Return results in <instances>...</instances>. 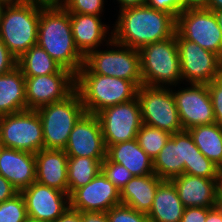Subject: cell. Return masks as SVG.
<instances>
[{"mask_svg":"<svg viewBox=\"0 0 222 222\" xmlns=\"http://www.w3.org/2000/svg\"><path fill=\"white\" fill-rule=\"evenodd\" d=\"M113 40L140 50L142 47L168 39L176 32V19L163 11L145 5L116 11Z\"/></svg>","mask_w":222,"mask_h":222,"instance_id":"cell-1","label":"cell"},{"mask_svg":"<svg viewBox=\"0 0 222 222\" xmlns=\"http://www.w3.org/2000/svg\"><path fill=\"white\" fill-rule=\"evenodd\" d=\"M37 45L75 75L84 65L85 57L74 42L69 12L60 3L42 2Z\"/></svg>","mask_w":222,"mask_h":222,"instance_id":"cell-2","label":"cell"},{"mask_svg":"<svg viewBox=\"0 0 222 222\" xmlns=\"http://www.w3.org/2000/svg\"><path fill=\"white\" fill-rule=\"evenodd\" d=\"M220 168L197 148L188 130L171 137L153 160V171L162 180H171L182 174L216 179Z\"/></svg>","mask_w":222,"mask_h":222,"instance_id":"cell-3","label":"cell"},{"mask_svg":"<svg viewBox=\"0 0 222 222\" xmlns=\"http://www.w3.org/2000/svg\"><path fill=\"white\" fill-rule=\"evenodd\" d=\"M75 89L81 96L85 113L96 115L107 107L135 99L139 87L133 81L94 74L84 64L76 74Z\"/></svg>","mask_w":222,"mask_h":222,"instance_id":"cell-4","label":"cell"},{"mask_svg":"<svg viewBox=\"0 0 222 222\" xmlns=\"http://www.w3.org/2000/svg\"><path fill=\"white\" fill-rule=\"evenodd\" d=\"M41 10L42 2L35 0L5 6L0 22V39L16 59L37 45Z\"/></svg>","mask_w":222,"mask_h":222,"instance_id":"cell-5","label":"cell"},{"mask_svg":"<svg viewBox=\"0 0 222 222\" xmlns=\"http://www.w3.org/2000/svg\"><path fill=\"white\" fill-rule=\"evenodd\" d=\"M139 53L143 85L172 88L183 84L176 32L168 39L142 47Z\"/></svg>","mask_w":222,"mask_h":222,"instance_id":"cell-6","label":"cell"},{"mask_svg":"<svg viewBox=\"0 0 222 222\" xmlns=\"http://www.w3.org/2000/svg\"><path fill=\"white\" fill-rule=\"evenodd\" d=\"M44 149L64 150L75 123L85 113L81 96L75 89L65 99L39 107Z\"/></svg>","mask_w":222,"mask_h":222,"instance_id":"cell-7","label":"cell"},{"mask_svg":"<svg viewBox=\"0 0 222 222\" xmlns=\"http://www.w3.org/2000/svg\"><path fill=\"white\" fill-rule=\"evenodd\" d=\"M84 64L94 74L133 81L138 87L143 85L139 50L113 39L105 46L91 51L85 57Z\"/></svg>","mask_w":222,"mask_h":222,"instance_id":"cell-8","label":"cell"},{"mask_svg":"<svg viewBox=\"0 0 222 222\" xmlns=\"http://www.w3.org/2000/svg\"><path fill=\"white\" fill-rule=\"evenodd\" d=\"M137 99L143 124L170 134L183 131L172 88L141 85Z\"/></svg>","mask_w":222,"mask_h":222,"instance_id":"cell-9","label":"cell"},{"mask_svg":"<svg viewBox=\"0 0 222 222\" xmlns=\"http://www.w3.org/2000/svg\"><path fill=\"white\" fill-rule=\"evenodd\" d=\"M0 139L6 148L34 154L44 149L42 123L37 110L0 116Z\"/></svg>","mask_w":222,"mask_h":222,"instance_id":"cell-10","label":"cell"},{"mask_svg":"<svg viewBox=\"0 0 222 222\" xmlns=\"http://www.w3.org/2000/svg\"><path fill=\"white\" fill-rule=\"evenodd\" d=\"M182 81L185 84H209L222 73V58L200 45L184 39L176 31Z\"/></svg>","mask_w":222,"mask_h":222,"instance_id":"cell-11","label":"cell"},{"mask_svg":"<svg viewBox=\"0 0 222 222\" xmlns=\"http://www.w3.org/2000/svg\"><path fill=\"white\" fill-rule=\"evenodd\" d=\"M106 149L110 145L136 139L142 126L140 104L137 99L107 107L98 112Z\"/></svg>","mask_w":222,"mask_h":222,"instance_id":"cell-12","label":"cell"},{"mask_svg":"<svg viewBox=\"0 0 222 222\" xmlns=\"http://www.w3.org/2000/svg\"><path fill=\"white\" fill-rule=\"evenodd\" d=\"M176 31L186 40L222 58V31L213 11L184 9L176 18Z\"/></svg>","mask_w":222,"mask_h":222,"instance_id":"cell-13","label":"cell"},{"mask_svg":"<svg viewBox=\"0 0 222 222\" xmlns=\"http://www.w3.org/2000/svg\"><path fill=\"white\" fill-rule=\"evenodd\" d=\"M181 85L172 87V92L183 130H189L198 125L215 123L207 84L183 83Z\"/></svg>","mask_w":222,"mask_h":222,"instance_id":"cell-14","label":"cell"},{"mask_svg":"<svg viewBox=\"0 0 222 222\" xmlns=\"http://www.w3.org/2000/svg\"><path fill=\"white\" fill-rule=\"evenodd\" d=\"M75 85L76 75L66 68L54 74L25 77L27 110L65 99L75 90Z\"/></svg>","mask_w":222,"mask_h":222,"instance_id":"cell-15","label":"cell"},{"mask_svg":"<svg viewBox=\"0 0 222 222\" xmlns=\"http://www.w3.org/2000/svg\"><path fill=\"white\" fill-rule=\"evenodd\" d=\"M118 204H121L120 190L102 171L69 195V207L79 212H107Z\"/></svg>","mask_w":222,"mask_h":222,"instance_id":"cell-16","label":"cell"},{"mask_svg":"<svg viewBox=\"0 0 222 222\" xmlns=\"http://www.w3.org/2000/svg\"><path fill=\"white\" fill-rule=\"evenodd\" d=\"M27 216L42 222H53L69 207V195L37 181L20 191Z\"/></svg>","mask_w":222,"mask_h":222,"instance_id":"cell-17","label":"cell"},{"mask_svg":"<svg viewBox=\"0 0 222 222\" xmlns=\"http://www.w3.org/2000/svg\"><path fill=\"white\" fill-rule=\"evenodd\" d=\"M106 150L97 115L84 113L69 135L65 153L68 157L106 158Z\"/></svg>","mask_w":222,"mask_h":222,"instance_id":"cell-18","label":"cell"},{"mask_svg":"<svg viewBox=\"0 0 222 222\" xmlns=\"http://www.w3.org/2000/svg\"><path fill=\"white\" fill-rule=\"evenodd\" d=\"M69 15L75 45L84 57L113 39V26L107 24V21L104 23L103 16L77 13Z\"/></svg>","mask_w":222,"mask_h":222,"instance_id":"cell-19","label":"cell"},{"mask_svg":"<svg viewBox=\"0 0 222 222\" xmlns=\"http://www.w3.org/2000/svg\"><path fill=\"white\" fill-rule=\"evenodd\" d=\"M35 154L4 147L0 153V174L19 192L36 181Z\"/></svg>","mask_w":222,"mask_h":222,"instance_id":"cell-20","label":"cell"},{"mask_svg":"<svg viewBox=\"0 0 222 222\" xmlns=\"http://www.w3.org/2000/svg\"><path fill=\"white\" fill-rule=\"evenodd\" d=\"M68 155L64 150L42 149L35 154L36 181L68 193Z\"/></svg>","mask_w":222,"mask_h":222,"instance_id":"cell-21","label":"cell"},{"mask_svg":"<svg viewBox=\"0 0 222 222\" xmlns=\"http://www.w3.org/2000/svg\"><path fill=\"white\" fill-rule=\"evenodd\" d=\"M184 207L216 206L215 179L182 174L170 180Z\"/></svg>","mask_w":222,"mask_h":222,"instance_id":"cell-22","label":"cell"},{"mask_svg":"<svg viewBox=\"0 0 222 222\" xmlns=\"http://www.w3.org/2000/svg\"><path fill=\"white\" fill-rule=\"evenodd\" d=\"M106 156L111 161L125 166L133 176L154 174L153 159L139 146L137 139L110 145Z\"/></svg>","mask_w":222,"mask_h":222,"instance_id":"cell-23","label":"cell"},{"mask_svg":"<svg viewBox=\"0 0 222 222\" xmlns=\"http://www.w3.org/2000/svg\"><path fill=\"white\" fill-rule=\"evenodd\" d=\"M162 181L156 174L133 176L120 192L121 204L148 214L152 208L156 190Z\"/></svg>","mask_w":222,"mask_h":222,"instance_id":"cell-24","label":"cell"},{"mask_svg":"<svg viewBox=\"0 0 222 222\" xmlns=\"http://www.w3.org/2000/svg\"><path fill=\"white\" fill-rule=\"evenodd\" d=\"M184 205L170 180H163L155 193L153 205L147 214L150 222H180Z\"/></svg>","mask_w":222,"mask_h":222,"instance_id":"cell-25","label":"cell"},{"mask_svg":"<svg viewBox=\"0 0 222 222\" xmlns=\"http://www.w3.org/2000/svg\"><path fill=\"white\" fill-rule=\"evenodd\" d=\"M27 110L25 76L16 66L0 75V116Z\"/></svg>","mask_w":222,"mask_h":222,"instance_id":"cell-26","label":"cell"},{"mask_svg":"<svg viewBox=\"0 0 222 222\" xmlns=\"http://www.w3.org/2000/svg\"><path fill=\"white\" fill-rule=\"evenodd\" d=\"M188 131L199 151L222 170V127L215 122Z\"/></svg>","mask_w":222,"mask_h":222,"instance_id":"cell-27","label":"cell"},{"mask_svg":"<svg viewBox=\"0 0 222 222\" xmlns=\"http://www.w3.org/2000/svg\"><path fill=\"white\" fill-rule=\"evenodd\" d=\"M17 66L25 77H35L58 73L63 67L57 63L43 48L32 46L20 58Z\"/></svg>","mask_w":222,"mask_h":222,"instance_id":"cell-28","label":"cell"},{"mask_svg":"<svg viewBox=\"0 0 222 222\" xmlns=\"http://www.w3.org/2000/svg\"><path fill=\"white\" fill-rule=\"evenodd\" d=\"M105 158L68 157L67 177L68 195L75 189L85 186L101 171V162Z\"/></svg>","mask_w":222,"mask_h":222,"instance_id":"cell-29","label":"cell"},{"mask_svg":"<svg viewBox=\"0 0 222 222\" xmlns=\"http://www.w3.org/2000/svg\"><path fill=\"white\" fill-rule=\"evenodd\" d=\"M171 137L169 132L142 124L136 139L145 153L154 160Z\"/></svg>","mask_w":222,"mask_h":222,"instance_id":"cell-30","label":"cell"},{"mask_svg":"<svg viewBox=\"0 0 222 222\" xmlns=\"http://www.w3.org/2000/svg\"><path fill=\"white\" fill-rule=\"evenodd\" d=\"M27 217L25 201L20 192L0 203V222H24Z\"/></svg>","mask_w":222,"mask_h":222,"instance_id":"cell-31","label":"cell"},{"mask_svg":"<svg viewBox=\"0 0 222 222\" xmlns=\"http://www.w3.org/2000/svg\"><path fill=\"white\" fill-rule=\"evenodd\" d=\"M101 171L120 192L133 177L125 166L111 161L107 156L101 162Z\"/></svg>","mask_w":222,"mask_h":222,"instance_id":"cell-32","label":"cell"},{"mask_svg":"<svg viewBox=\"0 0 222 222\" xmlns=\"http://www.w3.org/2000/svg\"><path fill=\"white\" fill-rule=\"evenodd\" d=\"M60 4L69 13L103 16L108 3L106 0H62Z\"/></svg>","mask_w":222,"mask_h":222,"instance_id":"cell-33","label":"cell"},{"mask_svg":"<svg viewBox=\"0 0 222 222\" xmlns=\"http://www.w3.org/2000/svg\"><path fill=\"white\" fill-rule=\"evenodd\" d=\"M106 213L109 222H150L147 214L138 212L125 204H118Z\"/></svg>","mask_w":222,"mask_h":222,"instance_id":"cell-34","label":"cell"},{"mask_svg":"<svg viewBox=\"0 0 222 222\" xmlns=\"http://www.w3.org/2000/svg\"><path fill=\"white\" fill-rule=\"evenodd\" d=\"M210 93L215 122L222 127V73L207 84Z\"/></svg>","mask_w":222,"mask_h":222,"instance_id":"cell-35","label":"cell"},{"mask_svg":"<svg viewBox=\"0 0 222 222\" xmlns=\"http://www.w3.org/2000/svg\"><path fill=\"white\" fill-rule=\"evenodd\" d=\"M146 5L171 14L175 19L185 9L184 0H146Z\"/></svg>","mask_w":222,"mask_h":222,"instance_id":"cell-36","label":"cell"},{"mask_svg":"<svg viewBox=\"0 0 222 222\" xmlns=\"http://www.w3.org/2000/svg\"><path fill=\"white\" fill-rule=\"evenodd\" d=\"M17 66V59L0 39V75L11 71Z\"/></svg>","mask_w":222,"mask_h":222,"instance_id":"cell-37","label":"cell"},{"mask_svg":"<svg viewBox=\"0 0 222 222\" xmlns=\"http://www.w3.org/2000/svg\"><path fill=\"white\" fill-rule=\"evenodd\" d=\"M207 217V208L186 207L184 209L180 222H205Z\"/></svg>","mask_w":222,"mask_h":222,"instance_id":"cell-38","label":"cell"},{"mask_svg":"<svg viewBox=\"0 0 222 222\" xmlns=\"http://www.w3.org/2000/svg\"><path fill=\"white\" fill-rule=\"evenodd\" d=\"M19 191L0 174V203L12 198Z\"/></svg>","mask_w":222,"mask_h":222,"instance_id":"cell-39","label":"cell"},{"mask_svg":"<svg viewBox=\"0 0 222 222\" xmlns=\"http://www.w3.org/2000/svg\"><path fill=\"white\" fill-rule=\"evenodd\" d=\"M81 222H109L106 212H80Z\"/></svg>","mask_w":222,"mask_h":222,"instance_id":"cell-40","label":"cell"},{"mask_svg":"<svg viewBox=\"0 0 222 222\" xmlns=\"http://www.w3.org/2000/svg\"><path fill=\"white\" fill-rule=\"evenodd\" d=\"M53 222H81V213L70 207Z\"/></svg>","mask_w":222,"mask_h":222,"instance_id":"cell-41","label":"cell"},{"mask_svg":"<svg viewBox=\"0 0 222 222\" xmlns=\"http://www.w3.org/2000/svg\"><path fill=\"white\" fill-rule=\"evenodd\" d=\"M114 4H117L119 11L122 9L137 7L146 4V0H112ZM117 2V3H115Z\"/></svg>","mask_w":222,"mask_h":222,"instance_id":"cell-42","label":"cell"},{"mask_svg":"<svg viewBox=\"0 0 222 222\" xmlns=\"http://www.w3.org/2000/svg\"><path fill=\"white\" fill-rule=\"evenodd\" d=\"M205 222H222V208H207V217Z\"/></svg>","mask_w":222,"mask_h":222,"instance_id":"cell-43","label":"cell"},{"mask_svg":"<svg viewBox=\"0 0 222 222\" xmlns=\"http://www.w3.org/2000/svg\"><path fill=\"white\" fill-rule=\"evenodd\" d=\"M216 206L222 208V170L215 179Z\"/></svg>","mask_w":222,"mask_h":222,"instance_id":"cell-44","label":"cell"},{"mask_svg":"<svg viewBox=\"0 0 222 222\" xmlns=\"http://www.w3.org/2000/svg\"><path fill=\"white\" fill-rule=\"evenodd\" d=\"M185 9L207 8L210 0H184Z\"/></svg>","mask_w":222,"mask_h":222,"instance_id":"cell-45","label":"cell"},{"mask_svg":"<svg viewBox=\"0 0 222 222\" xmlns=\"http://www.w3.org/2000/svg\"><path fill=\"white\" fill-rule=\"evenodd\" d=\"M206 9L211 11L222 10V0H210Z\"/></svg>","mask_w":222,"mask_h":222,"instance_id":"cell-46","label":"cell"},{"mask_svg":"<svg viewBox=\"0 0 222 222\" xmlns=\"http://www.w3.org/2000/svg\"><path fill=\"white\" fill-rule=\"evenodd\" d=\"M215 16H216V19H217V22H218V25L222 31V10H219V11H213Z\"/></svg>","mask_w":222,"mask_h":222,"instance_id":"cell-47","label":"cell"},{"mask_svg":"<svg viewBox=\"0 0 222 222\" xmlns=\"http://www.w3.org/2000/svg\"><path fill=\"white\" fill-rule=\"evenodd\" d=\"M23 1L24 0H0V2L5 5H15V4L21 3Z\"/></svg>","mask_w":222,"mask_h":222,"instance_id":"cell-48","label":"cell"},{"mask_svg":"<svg viewBox=\"0 0 222 222\" xmlns=\"http://www.w3.org/2000/svg\"><path fill=\"white\" fill-rule=\"evenodd\" d=\"M35 1H40L46 4H53V3H60L62 0H35Z\"/></svg>","mask_w":222,"mask_h":222,"instance_id":"cell-49","label":"cell"},{"mask_svg":"<svg viewBox=\"0 0 222 222\" xmlns=\"http://www.w3.org/2000/svg\"><path fill=\"white\" fill-rule=\"evenodd\" d=\"M5 6H6L5 4L0 2V22H1L2 14H3Z\"/></svg>","mask_w":222,"mask_h":222,"instance_id":"cell-50","label":"cell"},{"mask_svg":"<svg viewBox=\"0 0 222 222\" xmlns=\"http://www.w3.org/2000/svg\"><path fill=\"white\" fill-rule=\"evenodd\" d=\"M24 222H42V221H39L37 219H33V218H30V217H27Z\"/></svg>","mask_w":222,"mask_h":222,"instance_id":"cell-51","label":"cell"},{"mask_svg":"<svg viewBox=\"0 0 222 222\" xmlns=\"http://www.w3.org/2000/svg\"><path fill=\"white\" fill-rule=\"evenodd\" d=\"M3 148H4V145H3V143H2V141H1V139H0V153H1V151H2Z\"/></svg>","mask_w":222,"mask_h":222,"instance_id":"cell-52","label":"cell"}]
</instances>
